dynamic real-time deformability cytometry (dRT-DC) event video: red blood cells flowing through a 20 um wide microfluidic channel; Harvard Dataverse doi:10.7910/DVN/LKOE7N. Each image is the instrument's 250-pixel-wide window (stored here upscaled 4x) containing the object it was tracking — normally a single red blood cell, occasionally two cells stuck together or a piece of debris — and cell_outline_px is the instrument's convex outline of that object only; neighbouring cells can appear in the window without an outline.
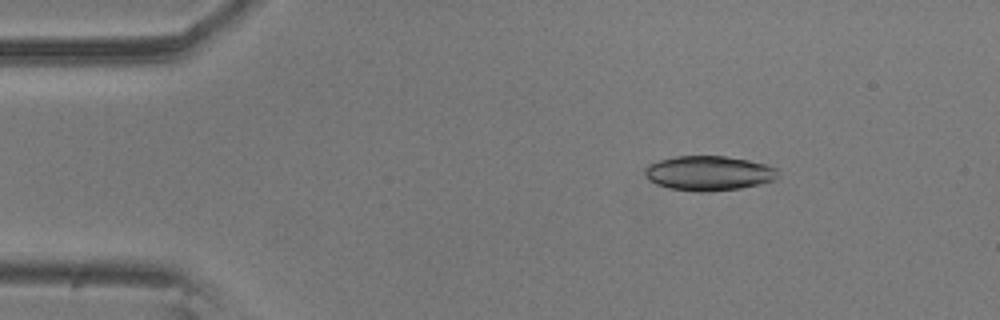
{"species": "common noctule bat (a hibernating species)", "species_latin": "Nyctalus noctula", "temperature_condition": "room temperature", "stored_images_in_passage": 39, "camera_frame_rate_fps": 3000, "um_per_image_px": 0.085, "animal": {"sex": "male", "body_mass_g": 20.5, "forearm_length_mm": 52.5}, "frame": {"image": 1, "passage_image": 8, "time_ms": 2.333, "image_size_px": [1000, 320], "cell_outline_px": [[776, 180], [740, 188], [700, 192], [672, 188], [656, 184], [644, 172], [644, 168], [648, 164], [660, 160], [676, 156], [724, 156], [748, 160], [764, 164], [776, 168]], "centroid_in_image_um": [60.24, 14.71], "position_along_channel_um": 24.8, "area_um2": 26.41}}
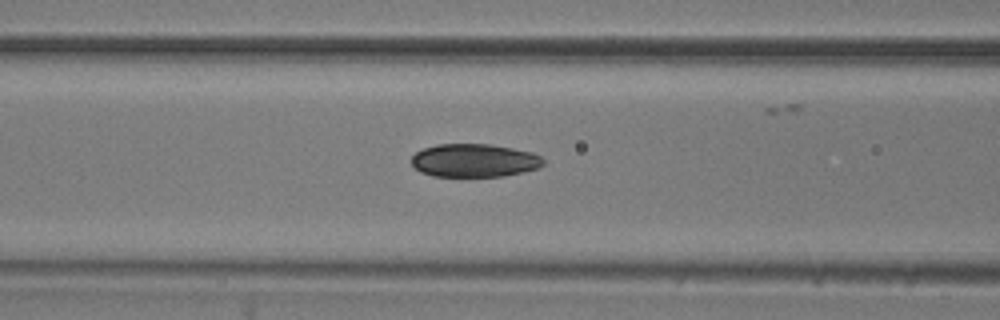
{"frame": {"image": 2, "passage_image": 22, "time_ms": 7.0, "image_size_px": [1000, 320], "cell_outline_px": [[544, 164], [540, 168], [504, 176], [432, 176], [420, 172], [412, 164], [412, 156], [416, 152], [424, 148], [436, 144], [488, 144], [512, 148], [532, 152], [540, 156], [544, 160]], "centroid_in_image_um": [40.32, 13.64], "position_along_channel_um": 126.3, "area_um2": 25.55}}
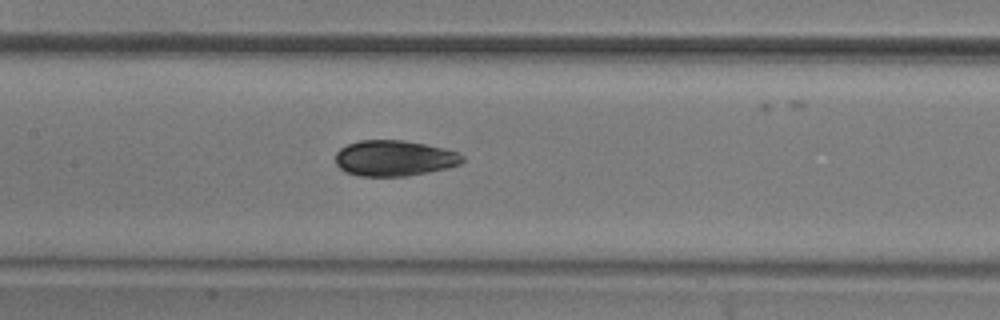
{"frame": {"image": 3, "passage_image": 26, "time_ms": 8.333, "image_size_px": [1000, 320], "cell_outline_px": [[464, 160], [460, 164], [448, 168], [428, 172], [404, 176], [360, 176], [348, 172], [340, 168], [336, 164], [336, 152], [340, 148], [348, 144], [360, 140], [404, 140], [444, 148], [456, 152], [464, 156]], "centroid_in_image_um": [33.52, 13.44], "position_along_channel_um": 173.9, "area_um2": 26.36}}